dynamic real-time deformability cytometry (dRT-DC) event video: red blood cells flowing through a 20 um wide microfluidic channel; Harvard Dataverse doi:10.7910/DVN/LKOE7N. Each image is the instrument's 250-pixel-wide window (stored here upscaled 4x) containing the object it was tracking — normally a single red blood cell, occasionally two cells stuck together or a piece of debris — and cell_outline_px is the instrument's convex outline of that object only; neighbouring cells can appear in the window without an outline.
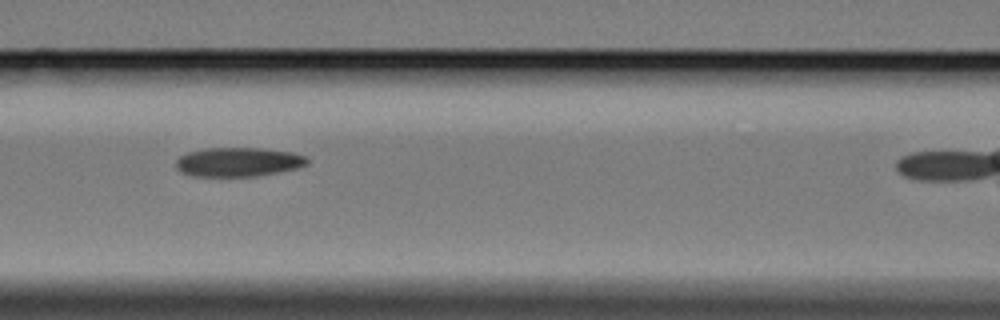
{"species": "Egyptian fruit bat (a non-hibernating species)", "species_latin": "Rousettus aegyptiacus", "temperature_condition": "cold", "stored_images_in_passage": 6, "camera_frame_rate_fps": 3000, "um_per_image_px": 0.085, "animal": {"sex": "female"}, "frame": {"image": 1, "passage_image": 4, "time_ms": 3.667, "image_size_px": [1000, 320], "cell_outline_px": [[308, 164], [296, 168], [256, 176], [192, 176], [180, 172], [176, 168], [176, 160], [180, 156], [188, 152], [204, 148], [264, 148], [292, 152], [308, 156]], "centroid_in_image_um": [20.25, 13.76], "position_along_channel_um": 146.4, "area_um2": 22.37}}
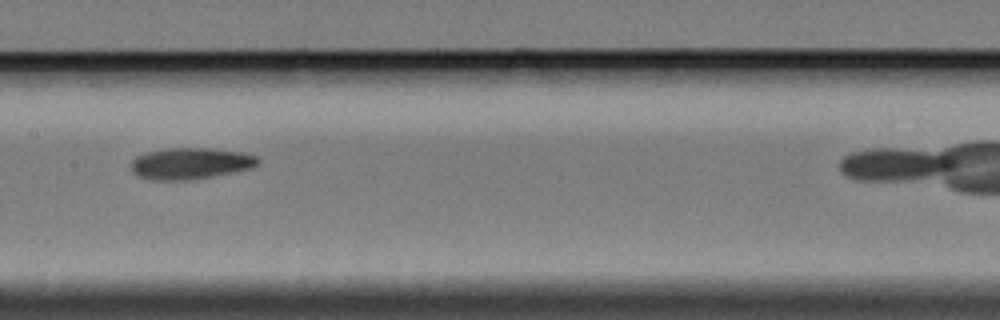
{"frame": {"image": 2, "passage_image": 5, "time_ms": 5.0, "image_size_px": [1000, 320], "cell_outline_px": [[260, 164], [252, 168], [212, 176], [188, 180], [152, 180], [136, 176], [132, 172], [132, 160], [136, 156], [144, 152], [168, 148], [212, 148], [240, 152], [256, 156], [260, 160]], "centroid_in_image_um": [16.17, 13.89], "position_along_channel_um": 191.2, "area_um2": 23.35}}